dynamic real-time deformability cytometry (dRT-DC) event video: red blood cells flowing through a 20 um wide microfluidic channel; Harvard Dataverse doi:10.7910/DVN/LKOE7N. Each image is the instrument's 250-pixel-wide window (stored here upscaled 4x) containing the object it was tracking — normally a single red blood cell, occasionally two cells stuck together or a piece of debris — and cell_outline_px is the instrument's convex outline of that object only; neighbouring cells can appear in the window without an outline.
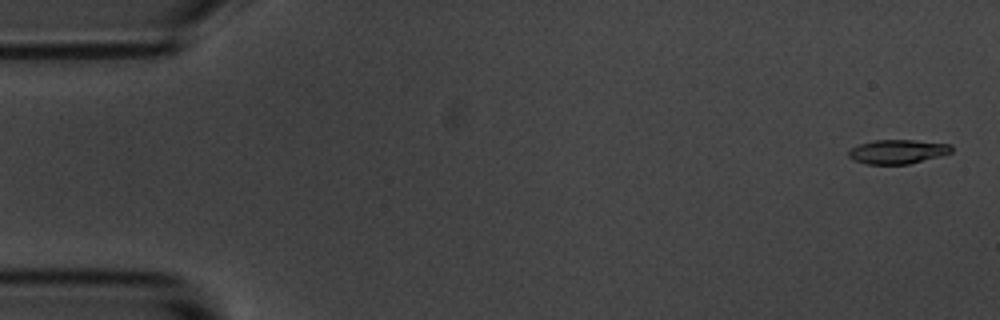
{"species": "common noctule bat (a hibernating species)", "species_latin": "Nyctalus noctula", "temperature_condition": "room temperature", "stored_images_in_passage": 13, "camera_frame_rate_fps": 3000, "um_per_image_px": 0.085, "animal": {"sex": "male", "body_mass_g": 20.1, "forearm_length_mm": 53.5}, "frame": {"image": 1, "passage_image": 2, "time_ms": 0.333, "image_size_px": [1000, 320], "cell_outline_px": [[952, 152], [940, 156], [908, 164], [868, 164], [856, 160], [848, 156], [848, 152], [852, 148], [860, 144], [872, 140], [912, 140], [952, 144]], "centroid_in_image_um": [76.32, 12.88], "position_along_channel_um": 8.7, "area_um2": 14.33}}